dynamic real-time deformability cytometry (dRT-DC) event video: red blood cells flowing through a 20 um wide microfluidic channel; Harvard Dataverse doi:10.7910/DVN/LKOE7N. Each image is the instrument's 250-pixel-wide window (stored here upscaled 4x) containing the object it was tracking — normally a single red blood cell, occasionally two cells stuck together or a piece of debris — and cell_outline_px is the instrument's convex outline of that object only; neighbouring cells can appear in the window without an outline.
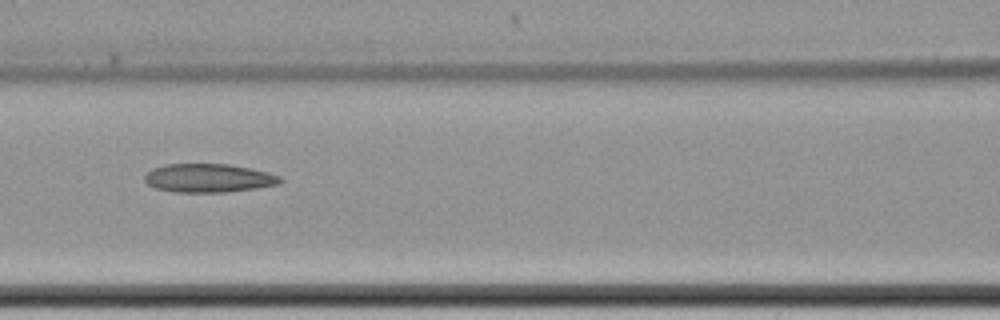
{"species": "common noctule bat (a hibernating species)", "species_latin": "Nyctalus noctula", "temperature_condition": "cold", "stored_images_in_passage": 11, "segment_of_instrument_passage": [1, 2], "camera_frame_rate_fps": 3000, "um_per_image_px": 0.085, "animal": {"sex": "female", "body_mass_g": 22.7, "forearm_length_mm": 54.2}, "frame": {"image": 1, "passage_image": 7, "time_ms": 7.333, "image_size_px": [1000, 320], "cell_outline_px": [[284, 180], [280, 184], [256, 188], [224, 192], [176, 192], [156, 188], [148, 184], [144, 180], [144, 176], [152, 168], [164, 164], [228, 164], [252, 168], [268, 172], [280, 176]], "centroid_in_image_um": [17.75, 15.13], "position_along_channel_um": 148.9, "area_um2": 22.66}}
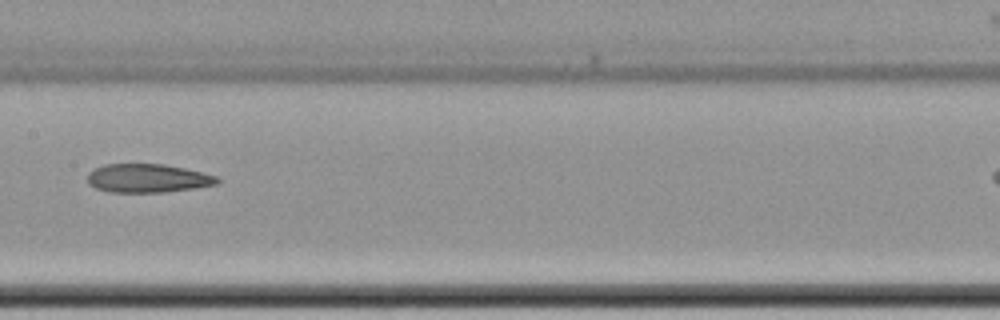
{"frame": {"image": 2, "passage_image": 8, "time_ms": 8.667, "image_size_px": [1000, 320], "cell_outline_px": [[220, 184], [196, 188], [164, 192], [108, 192], [96, 188], [88, 184], [88, 172], [104, 164], [164, 164], [184, 168], [216, 176], [220, 180]], "centroid_in_image_um": [12.56, 15.16], "position_along_channel_um": 194.8, "area_um2": 21.68}}
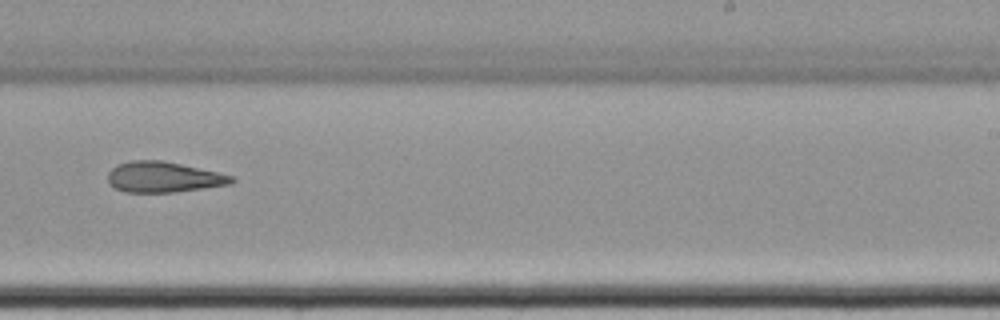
{"frame": {"image": 3, "passage_image": 10, "time_ms": 11.0, "image_size_px": [1000, 320], "cell_outline_px": [[236, 180], [232, 184], [172, 192], [124, 192], [108, 184], [108, 172], [116, 164], [132, 160], [160, 160], [180, 164], [236, 176]], "centroid_in_image_um": [13.89, 15.05], "position_along_channel_um": 275.1, "area_um2": 22.08}}